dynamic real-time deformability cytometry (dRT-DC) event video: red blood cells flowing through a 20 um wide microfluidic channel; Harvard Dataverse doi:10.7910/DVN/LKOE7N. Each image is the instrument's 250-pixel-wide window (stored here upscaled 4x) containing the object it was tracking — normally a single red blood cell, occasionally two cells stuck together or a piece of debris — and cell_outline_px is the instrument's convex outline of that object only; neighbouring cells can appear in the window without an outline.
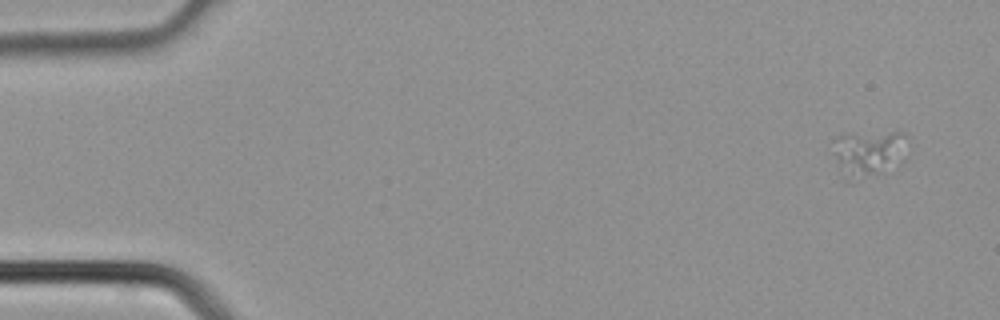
{"species": "common noctule bat (a hibernating species)", "species_latin": "Nyctalus noctula", "temperature_condition": "cold", "stored_images_in_passage": 4, "camera_frame_rate_fps": 3000, "um_per_image_px": 0.085, "animal": {"sex": "male", "body_mass_g": 21.5, "forearm_length_mm": 52.0}, "frame": {"image": 1, "passage_image": 1, "time_ms": 0.0, "image_size_px": [1000, 320], "cell_outline_px": [[904, 136], [872, 172], [852, 184], [844, 184], [836, 156], [832, 140], [840, 136], [852, 132], [904, 132]], "centroid_in_image_um": [73.36, 12.97], "position_along_channel_um": 11.6, "area_um2": 16.88}}
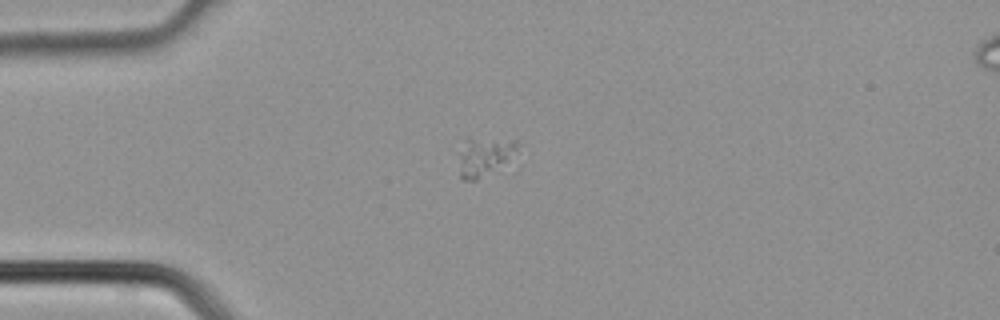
{"frame": {"image": 2, "passage_image": 3, "time_ms": 0.667, "image_size_px": [1000, 320], "cell_outline_px": [[520, 144], [516, 152], [476, 180], [464, 180], [460, 176], [460, 156], [468, 140], [520, 140]], "centroid_in_image_um": [41.2, 13.31], "position_along_channel_um": 43.8, "area_um2": 11.85}}